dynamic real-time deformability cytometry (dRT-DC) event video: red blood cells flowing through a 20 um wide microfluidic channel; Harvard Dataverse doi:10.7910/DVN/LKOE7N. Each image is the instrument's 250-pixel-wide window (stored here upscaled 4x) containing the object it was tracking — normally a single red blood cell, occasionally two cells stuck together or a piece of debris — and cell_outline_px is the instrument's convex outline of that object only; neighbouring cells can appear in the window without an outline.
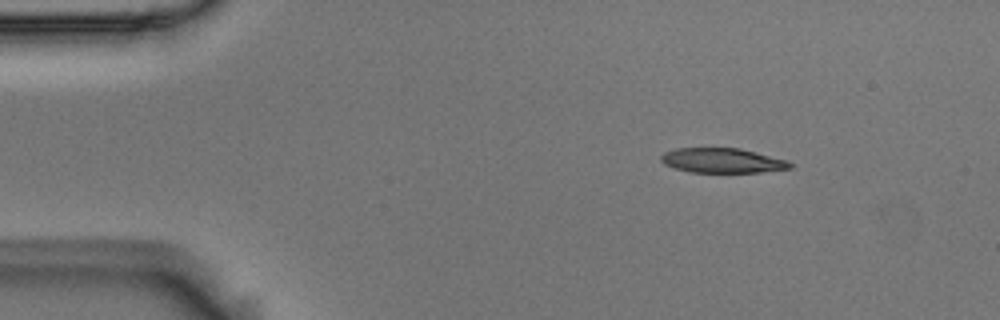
{"species": "Egyptian fruit bat (a non-hibernating species)", "species_latin": "Rousettus aegyptiacus", "temperature_condition": "room temperature", "stored_images_in_passage": 48, "camera_frame_rate_fps": 3000, "um_per_image_px": 0.085, "animal": {"sex": "male"}, "frame": {"image": 1, "passage_image": 1, "time_ms": 0.0, "image_size_px": [1000, 320], "cell_outline_px": [[796, 164], [792, 168], [760, 172], [692, 172], [676, 168], [664, 164], [660, 160], [660, 156], [664, 152], [676, 148], [740, 148], [788, 160]], "centroid_in_image_um": [61.44, 13.64], "position_along_channel_um": 23.6, "area_um2": 18.67}}
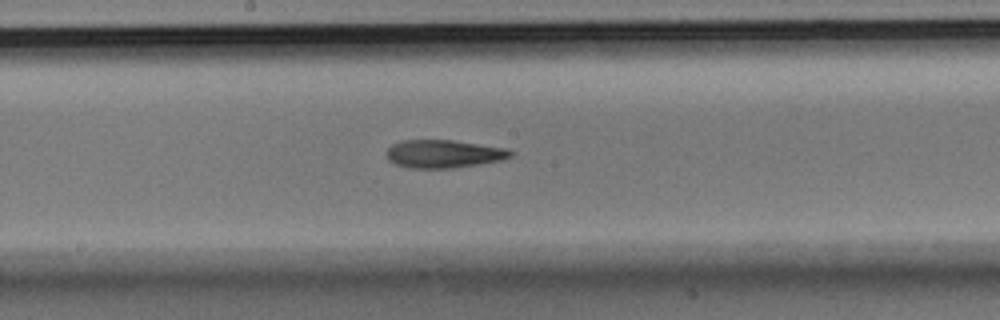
{"frame": {"image": 2, "passage_image": 22, "time_ms": 7.0, "image_size_px": [1000, 320], "cell_outline_px": [[516, 152], [512, 156], [500, 160], [452, 168], [408, 168], [396, 164], [388, 160], [388, 148], [392, 144], [400, 140], [452, 140], [508, 148]], "centroid_in_image_um": [37.73, 13.07], "position_along_channel_um": 210.5, "area_um2": 20.23}}
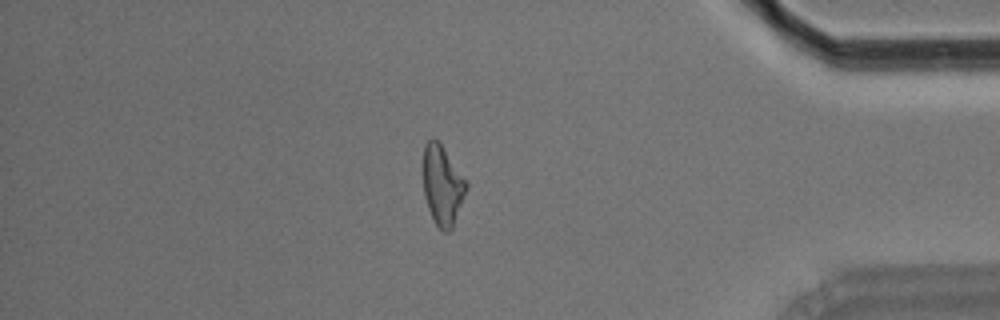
{"frame": {"image": 3, "passage_image": 40, "time_ms": 13.0, "image_size_px": [1000, 320], "cell_outline_px": [[468, 188], [452, 228], [448, 232], [444, 232], [436, 224], [428, 208], [424, 196], [424, 144], [432, 136], [440, 144], [468, 180]], "centroid_in_image_um": [37.63, 15.74], "position_along_channel_um": 397.6, "area_um2": 19.94}, "authors_computed_cell_mechanics": {"area_um2": 20.4612, "velocity_mm_per_s": 3.6725, "shape_relaxation_time_tau1_ms": 10.4619, "shape_relaxation_time_tau2_ms": 7.0411, "deformation_change_tau1": 0.2603, "deformation_change_tau2": 0.2003}}